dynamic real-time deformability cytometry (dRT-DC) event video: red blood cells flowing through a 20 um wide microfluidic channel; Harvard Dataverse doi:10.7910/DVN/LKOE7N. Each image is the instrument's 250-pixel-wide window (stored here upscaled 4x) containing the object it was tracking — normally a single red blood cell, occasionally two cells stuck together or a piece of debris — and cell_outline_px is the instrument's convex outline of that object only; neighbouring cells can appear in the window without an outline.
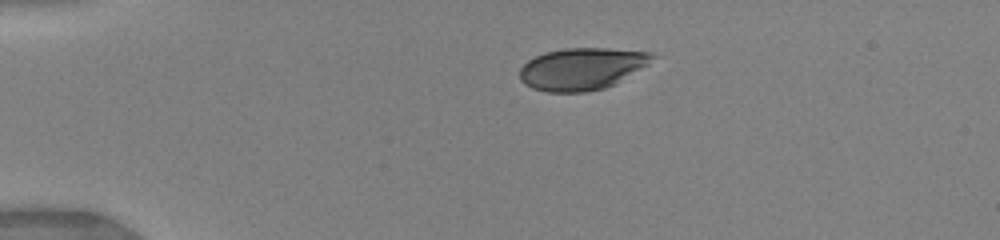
{"species": "human", "species_latin": "Homo sapiens", "temperature_condition": "warm", "stored_images_in_passage": 8, "camera_frame_rate_fps": 3000, "um_per_image_px": 0.085, "donor": {"sex": "female"}, "frame": {"image": 1, "passage_image": 1, "time_ms": 0.0, "image_size_px": [1000, 240], "cell_outline_px": [[660, 56], [648, 64], [616, 84], [604, 88], [588, 92], [548, 92], [532, 88], [524, 84], [520, 80], [520, 68], [528, 60], [544, 52], [564, 48], [608, 48], [648, 52]], "centroid_in_image_um": [49.47, 5.84], "position_along_channel_um": 35.5, "area_um2": 32.71}}